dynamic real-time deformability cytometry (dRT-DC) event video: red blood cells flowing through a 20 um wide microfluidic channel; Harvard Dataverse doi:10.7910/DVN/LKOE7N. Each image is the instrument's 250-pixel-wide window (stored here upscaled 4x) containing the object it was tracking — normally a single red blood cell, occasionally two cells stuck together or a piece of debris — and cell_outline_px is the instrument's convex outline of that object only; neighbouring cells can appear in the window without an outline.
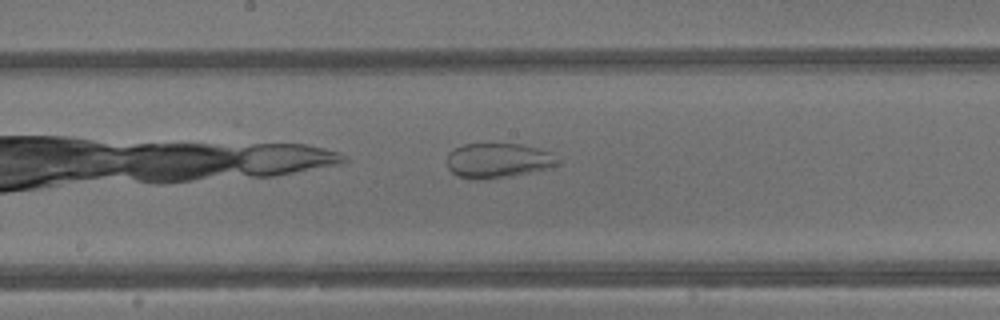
{"species": "common noctule bat (a hibernating species)", "species_latin": "Nyctalus noctula", "temperature_condition": "warm", "stored_images_in_passage": 22, "camera_frame_rate_fps": 3000, "um_per_image_px": 0.085, "animal": {"sex": "male", "body_mass_g": 13.3}, "frame": {"image": 1, "passage_image": 10, "time_ms": 3.0, "image_size_px": [1000, 320], "cell_outline_px": [[560, 164], [548, 168], [508, 176], [484, 180], [476, 180], [460, 176], [452, 172], [448, 168], [448, 152], [452, 148], [464, 144], [520, 144], [552, 152], [560, 160]], "centroid_in_image_um": [42.33, 13.64], "position_along_channel_um": 205.9, "area_um2": 22.43}}